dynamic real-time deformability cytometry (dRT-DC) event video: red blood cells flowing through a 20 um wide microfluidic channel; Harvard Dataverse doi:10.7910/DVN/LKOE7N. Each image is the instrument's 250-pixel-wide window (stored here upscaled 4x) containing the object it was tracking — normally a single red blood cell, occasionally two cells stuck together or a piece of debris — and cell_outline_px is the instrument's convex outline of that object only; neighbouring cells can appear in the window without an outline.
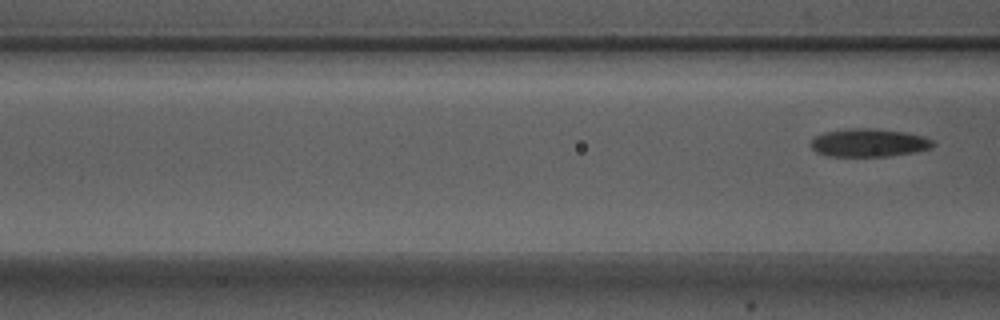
{"species": "Egyptian fruit bat (a non-hibernating species)", "species_latin": "Rousettus aegyptiacus", "temperature_condition": "warm", "stored_images_in_passage": 7, "segment_of_instrument_passage": [2, 2], "camera_frame_rate_fps": 3000, "um_per_image_px": 0.085, "animal": {"sex": "male"}, "frame": {"image": 1, "passage_image": 7, "time_ms": 2.0, "image_size_px": [1000, 320], "cell_outline_px": [[936, 144], [932, 148], [916, 152], [888, 156], [828, 156], [816, 152], [812, 148], [812, 140], [816, 136], [824, 132], [848, 128], [864, 128], [904, 132], [924, 136], [932, 140]], "centroid_in_image_um": [73.88, 12.14], "position_along_channel_um": 92.7, "area_um2": 19.94}}